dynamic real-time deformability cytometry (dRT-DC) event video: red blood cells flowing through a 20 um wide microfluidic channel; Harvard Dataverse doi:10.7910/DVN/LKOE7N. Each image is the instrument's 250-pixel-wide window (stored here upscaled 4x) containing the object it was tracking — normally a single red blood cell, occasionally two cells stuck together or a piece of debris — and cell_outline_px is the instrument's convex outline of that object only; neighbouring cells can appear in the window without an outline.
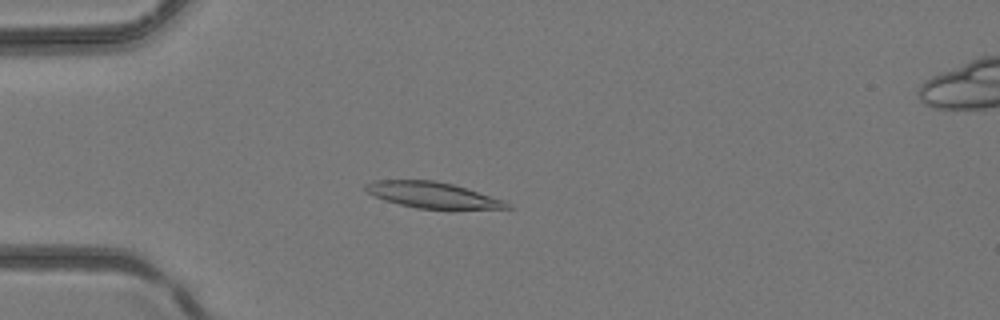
{"species": "common noctule bat (a hibernating species)", "species_latin": "Nyctalus noctula", "temperature_condition": "room temperature", "stored_images_in_passage": 38, "camera_frame_rate_fps": 3000, "um_per_image_px": 0.085, "animal": {"sex": "female", "body_mass_g": 24.6, "forearm_length_mm": 56.2}, "frame": {"image": 1, "passage_image": 8, "time_ms": 2.333, "image_size_px": [1000, 320], "cell_outline_px": [[512, 208], [416, 208], [384, 200], [368, 192], [364, 188], [364, 184], [376, 180], [432, 180], [452, 184], [504, 200]], "centroid_in_image_um": [36.7, 16.56], "position_along_channel_um": 48.3, "area_um2": 20.75}}
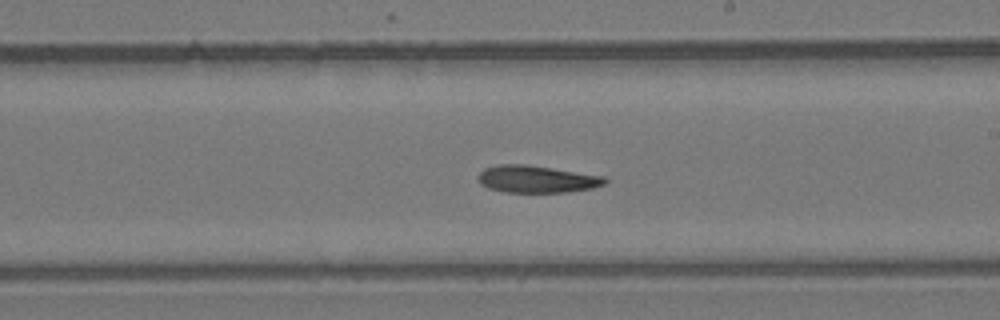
{"frame": {"image": 2, "passage_image": 21, "time_ms": 6.667, "image_size_px": [1000, 320], "cell_outline_px": [[608, 180], [604, 184], [592, 188], [564, 192], [504, 192], [488, 188], [480, 184], [476, 180], [476, 176], [484, 168], [496, 164], [528, 164], [604, 176]], "centroid_in_image_um": [45.56, 15.21], "position_along_channel_um": 243.4, "area_um2": 20.29}}
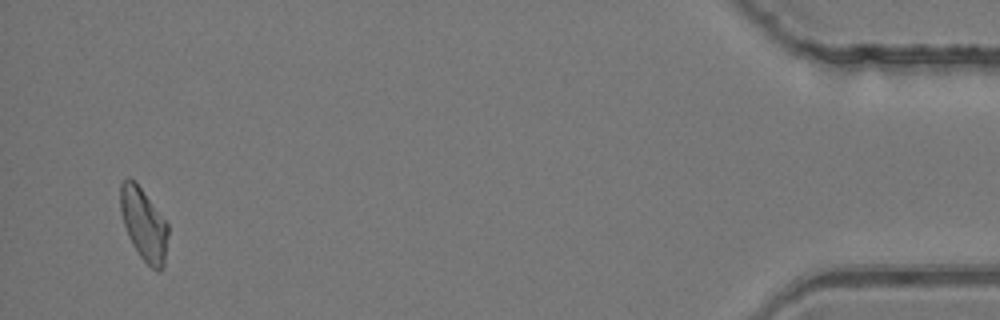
{"frame": {"image": 3, "passage_image": 37, "time_ms": 12.0, "image_size_px": [1000, 320], "cell_outline_px": [[168, 236], [164, 268], [160, 272], [156, 272], [140, 256], [132, 244], [128, 236], [124, 224], [120, 208], [120, 184], [128, 176], [136, 180], [168, 224]], "centroid_in_image_um": [12.23, 19.06], "position_along_channel_um": 423.0, "area_um2": 20.35}}